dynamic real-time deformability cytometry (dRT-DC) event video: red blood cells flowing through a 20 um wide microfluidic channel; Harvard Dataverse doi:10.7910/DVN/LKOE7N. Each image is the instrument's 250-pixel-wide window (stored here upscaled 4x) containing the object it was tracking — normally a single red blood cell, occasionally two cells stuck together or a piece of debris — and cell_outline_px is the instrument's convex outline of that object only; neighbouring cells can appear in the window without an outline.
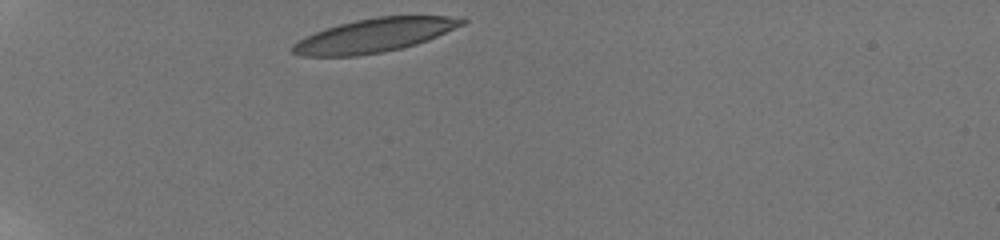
{"species": "human", "species_latin": "Homo sapiens", "temperature_condition": "room temperature", "stored_images_in_passage": 34, "camera_frame_rate_fps": 3000, "um_per_image_px": 0.085, "donor": {"sex": "male"}, "frame": {"image": 1, "passage_image": 1, "time_ms": 0.0, "image_size_px": [1000, 240], "cell_outline_px": [[468, 20], [464, 24], [428, 40], [416, 44], [384, 52], [356, 56], [300, 56], [292, 52], [292, 44], [304, 36], [340, 24], [356, 20], [376, 16], [464, 16]], "centroid_in_image_um": [31.85, 3.0], "position_along_channel_um": 53.1, "area_um2": 33.29}}
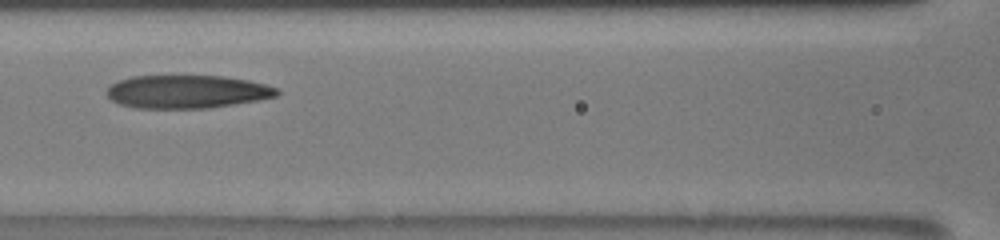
{"frame": {"image": 2, "passage_image": 12, "time_ms": 3.667, "image_size_px": [1000, 240], "cell_outline_px": [[280, 92], [276, 96], [260, 100], [208, 108], [136, 108], [120, 104], [112, 100], [104, 92], [112, 84], [120, 80], [132, 76], [224, 76], [248, 80], [280, 88]], "centroid_in_image_um": [15.92, 7.79], "position_along_channel_um": 150.7, "area_um2": 32.95}}
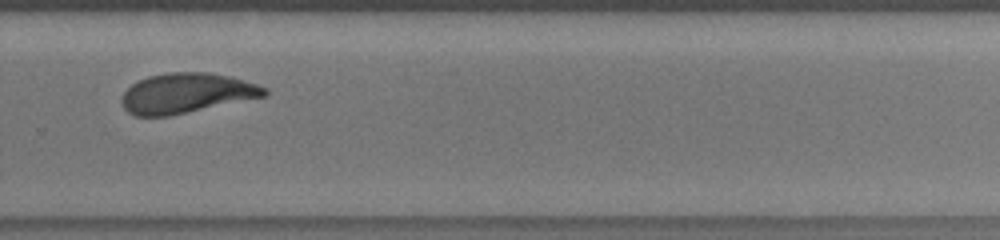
{"frame": {"image": 3, "passage_image": 25, "time_ms": 8.0, "image_size_px": [1000, 240], "cell_outline_px": [[268, 92], [264, 96], [168, 116], [136, 116], [128, 112], [124, 108], [120, 100], [124, 92], [132, 84], [148, 76], [168, 72], [208, 72], [228, 76], [256, 84], [268, 88]], "centroid_in_image_um": [15.81, 7.91], "position_along_channel_um": 314.0, "area_um2": 32.89}, "authors_computed_cell_mechanics": {"area_um2": 33.6396, "velocity_mm_per_s": 3.7774, "shape_relaxation_time_tau1_ms": 6.1214, "shape_relaxation_time_tau2_ms": 1.5744, "deformation_change_tau1": 0.2243, "deformation_change_tau2": 0.0835}}